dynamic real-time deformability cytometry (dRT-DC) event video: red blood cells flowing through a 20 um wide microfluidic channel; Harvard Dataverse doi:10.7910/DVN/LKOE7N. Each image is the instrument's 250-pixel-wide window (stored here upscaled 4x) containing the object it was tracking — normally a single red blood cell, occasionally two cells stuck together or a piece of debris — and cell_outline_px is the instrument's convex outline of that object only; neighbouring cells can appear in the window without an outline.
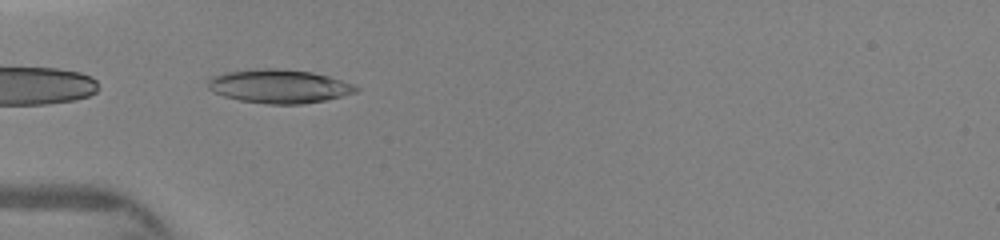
{"species": "human", "species_latin": "Homo sapiens", "temperature_condition": "warm", "stored_images_in_passage": 62, "camera_frame_rate_fps": 3000, "um_per_image_px": 0.085, "donor": {"sex": "female"}, "frame": {"image": 1, "passage_image": 1, "time_ms": 0.0, "image_size_px": [1000, 240], "cell_outline_px": [[360, 88], [356, 92], [344, 96], [324, 100], [300, 104], [268, 104], [240, 100], [224, 96], [208, 88], [208, 80], [212, 76], [224, 72], [256, 68], [276, 68], [312, 72], [328, 76], [352, 84]], "centroid_in_image_um": [23.71, 7.32], "position_along_channel_um": 61.3, "area_um2": 28.96}}
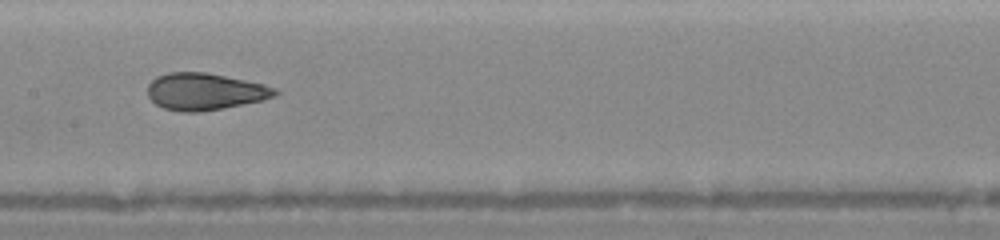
{"frame": {"image": 2, "passage_image": 16, "time_ms": 3.0, "image_size_px": [1000, 240], "cell_outline_px": [[280, 92], [276, 96], [264, 100], [224, 108], [200, 112], [180, 112], [164, 108], [156, 104], [148, 96], [148, 84], [156, 76], [168, 72], [204, 72], [264, 84], [276, 88]], "centroid_in_image_um": [17.42, 7.79], "position_along_channel_um": 190.0, "area_um2": 27.51}}
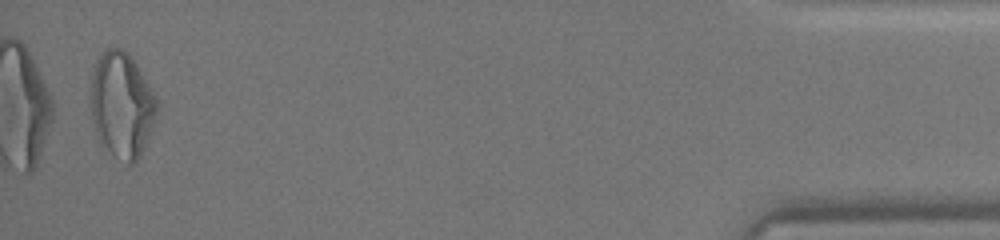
{"frame": {"image": 3, "passage_image": 58, "time_ms": 10.0, "image_size_px": [1000, 240], "cell_outline_px": [[156, 112], [144, 148], [136, 164], [128, 164], [104, 152], [96, 136], [92, 120], [92, 72], [104, 48], [120, 48], [128, 52], [136, 64], [156, 96]], "centroid_in_image_um": [10.33, 8.98], "position_along_channel_um": 424.9, "area_um2": 40.63}}